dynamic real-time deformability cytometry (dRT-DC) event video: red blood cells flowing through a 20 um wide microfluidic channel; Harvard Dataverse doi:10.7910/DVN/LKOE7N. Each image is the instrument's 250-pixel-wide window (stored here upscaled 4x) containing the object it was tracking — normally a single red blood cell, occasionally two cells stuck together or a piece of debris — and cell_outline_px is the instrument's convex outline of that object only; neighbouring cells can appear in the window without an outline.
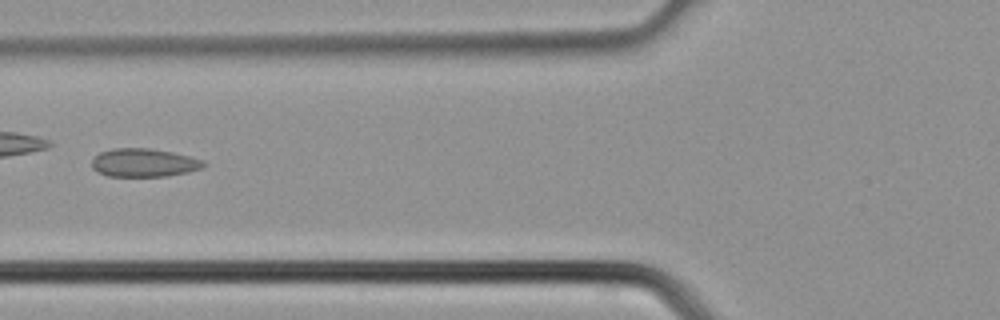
{"species": "common noctule bat (a hibernating species)", "species_latin": "Nyctalus noctula", "temperature_condition": "cold", "stored_images_in_passage": 3, "camera_frame_rate_fps": 3000, "um_per_image_px": 0.085, "animal": {"sex": "male", "body_mass_g": 21.5, "forearm_length_mm": 52.0}, "frame": {"image": 1, "passage_image": 3, "time_ms": 0.667, "image_size_px": [1000, 320], "cell_outline_px": [[208, 164], [200, 168], [188, 172], [164, 176], [108, 176], [92, 168], [92, 160], [100, 152], [112, 148], [148, 148], [172, 152], [204, 160]], "centroid_in_image_um": [12.24, 13.82], "position_along_channel_um": 113.6, "area_um2": 18.32}}